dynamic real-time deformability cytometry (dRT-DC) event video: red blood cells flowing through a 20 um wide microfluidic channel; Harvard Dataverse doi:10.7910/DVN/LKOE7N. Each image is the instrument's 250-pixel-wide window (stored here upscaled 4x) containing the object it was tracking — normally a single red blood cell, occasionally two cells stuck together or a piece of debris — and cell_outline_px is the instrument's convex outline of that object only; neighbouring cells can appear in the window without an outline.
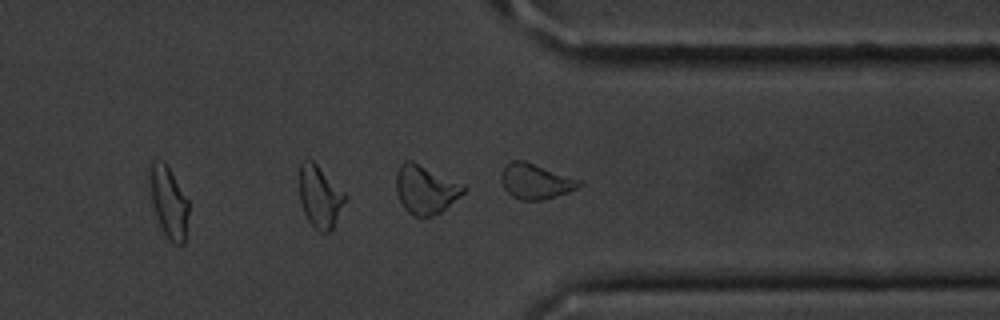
{"species": "common noctule bat (a hibernating species)", "species_latin": "Nyctalus noctula", "temperature_condition": "cold", "stored_images_in_passage": 33, "camera_frame_rate_fps": 3000, "um_per_image_px": 0.085, "animal": {"sex": "male", "body_mass_g": 20.1, "forearm_length_mm": 53.5}, "frame": {"image": 1, "passage_image": 33, "time_ms": 10.667, "image_size_px": [1000, 320], "cell_outline_px": [[584, 184], [568, 192], [544, 200], [520, 200], [512, 196], [504, 188], [500, 180], [500, 172], [504, 164], [512, 160], [524, 160], [580, 180]], "centroid_in_image_um": [45.47, 15.4], "position_along_channel_um": 365.9, "area_um2": 16.13}, "authors_computed_cell_mechanics": {"area_um2": 18.0336, "velocity_mm_per_s": 3.6395, "shape_relaxation_time_tau1_ms": 4.0823, "shape_relaxation_time_tau2_ms": 3.3314, "deformation_change_tau1": 0.1268, "deformation_change_tau2": 0.0978}}